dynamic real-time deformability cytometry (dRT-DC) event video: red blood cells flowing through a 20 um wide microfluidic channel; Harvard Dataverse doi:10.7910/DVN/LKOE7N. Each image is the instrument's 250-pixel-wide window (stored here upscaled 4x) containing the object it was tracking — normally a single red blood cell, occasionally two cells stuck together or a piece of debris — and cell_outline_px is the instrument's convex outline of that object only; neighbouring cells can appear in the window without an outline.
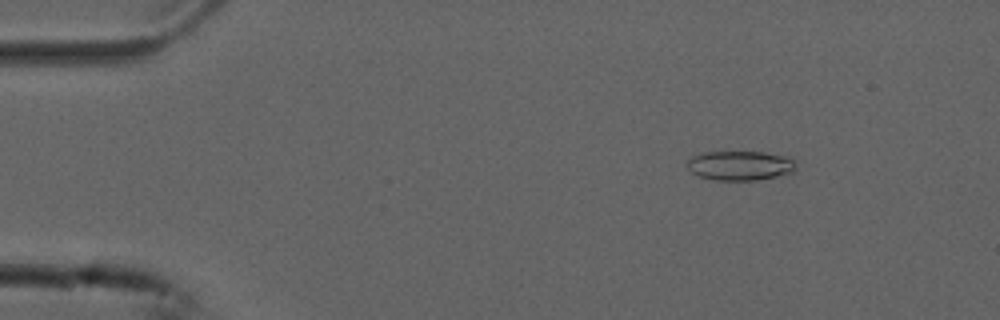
{"species": "common noctule bat (a hibernating species)", "species_latin": "Nyctalus noctula", "temperature_condition": "cold", "stored_images_in_passage": 55, "camera_frame_rate_fps": 3000, "um_per_image_px": 0.085, "animal": {"sex": "male", "forearm_length_mm": 52.5}, "frame": {"image": 1, "passage_image": 8, "time_ms": 2.333, "image_size_px": [1000, 320], "cell_outline_px": [[796, 168], [792, 172], [776, 176], [756, 180], [712, 180], [700, 176], [692, 172], [688, 168], [688, 160], [692, 156], [704, 152], [764, 152], [784, 156], [796, 160]], "centroid_in_image_um": [62.92, 14.07], "position_along_channel_um": 22.1, "area_um2": 18.61}}
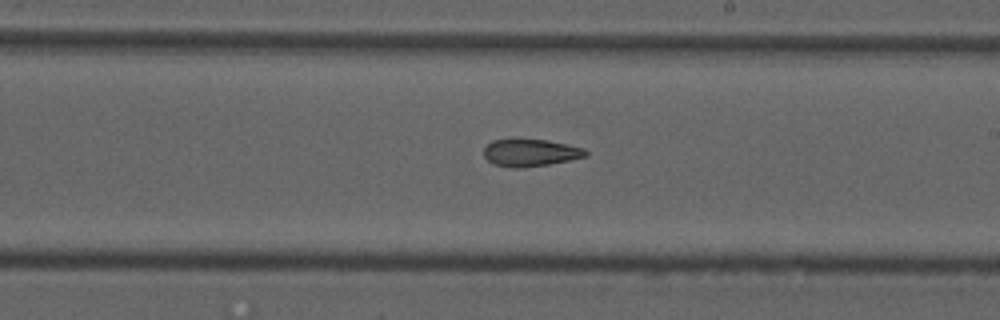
{"frame": {"image": 2, "passage_image": 32, "time_ms": 10.333, "image_size_px": [1000, 320], "cell_outline_px": [[588, 156], [548, 164], [520, 168], [512, 168], [492, 164], [484, 156], [484, 148], [492, 140], [548, 140], [568, 144], [584, 148], [588, 152]], "centroid_in_image_um": [45.09, 12.99], "position_along_channel_um": 243.9, "area_um2": 16.07}}
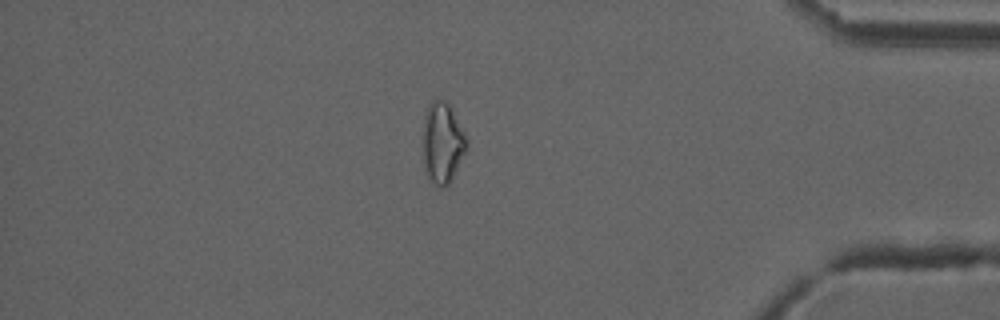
{"frame": {"image": 3, "passage_image": 47, "time_ms": 15.333, "image_size_px": [1000, 320], "cell_outline_px": [[468, 144], [452, 180], [444, 188], [440, 188], [428, 176], [424, 168], [424, 116], [428, 104], [436, 100], [448, 100]], "centroid_in_image_um": [37.6, 12.14], "position_along_channel_um": 397.6, "area_um2": 20.17}, "authors_computed_cell_mechanics": {"area_um2": 18.4382, "velocity_mm_per_s": 3.7646, "shape_relaxation_time_tau1_ms": null, "shape_relaxation_time_tau2_ms": 5.4185, "deformation_change_tau1": null, "deformation_change_tau2": 0.1404}}